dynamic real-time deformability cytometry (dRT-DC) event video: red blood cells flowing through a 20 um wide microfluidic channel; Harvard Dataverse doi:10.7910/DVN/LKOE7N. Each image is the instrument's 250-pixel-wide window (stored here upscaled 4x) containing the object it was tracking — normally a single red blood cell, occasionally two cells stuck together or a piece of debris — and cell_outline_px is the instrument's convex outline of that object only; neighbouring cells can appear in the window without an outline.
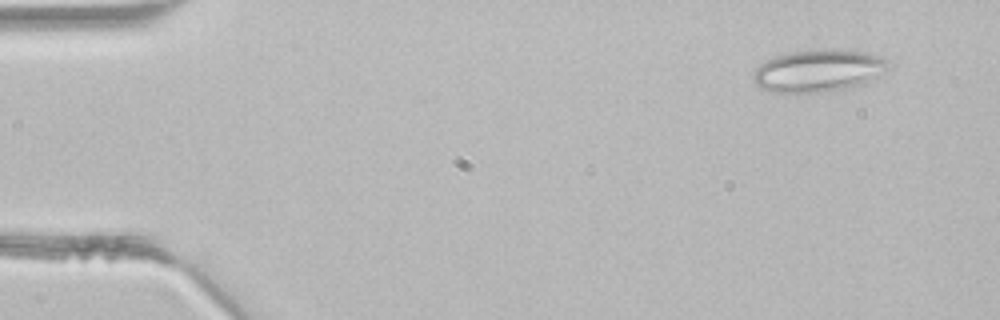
{"species": "common noctule bat (a hibernating species)", "species_latin": "Nyctalus noctula", "temperature_condition": "room temperature", "stored_images_in_passage": 3, "camera_frame_rate_fps": 3000, "um_per_image_px": 0.085, "animal": {"sex": "male", "body_mass_g": 21.5, "forearm_length_mm": 52.0}, "frame": {"image": 1, "passage_image": 1, "time_ms": 0.0, "image_size_px": [1000, 320], "cell_outline_px": [[888, 64], [876, 80], [856, 88], [820, 92], [772, 92], [760, 88], [752, 80], [752, 72], [764, 60], [776, 56], [808, 48], [832, 48], [868, 52], [888, 60]], "centroid_in_image_um": [69.57, 6.0], "position_along_channel_um": 15.4, "area_um2": 34.16}}